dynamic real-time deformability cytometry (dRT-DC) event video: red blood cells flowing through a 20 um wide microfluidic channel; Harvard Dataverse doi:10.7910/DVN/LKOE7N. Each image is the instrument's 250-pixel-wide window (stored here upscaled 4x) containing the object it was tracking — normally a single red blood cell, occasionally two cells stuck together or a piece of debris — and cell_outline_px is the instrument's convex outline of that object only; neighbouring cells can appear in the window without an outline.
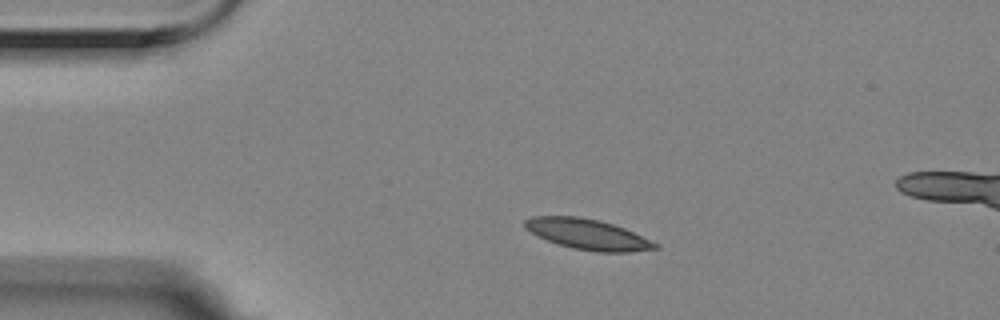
{"species": "Egyptian fruit bat (a non-hibernating species)", "species_latin": "Rousettus aegyptiacus", "temperature_condition": "room temperature", "stored_images_in_passage": 3, "camera_frame_rate_fps": 3000, "um_per_image_px": 0.085, "animal": {"sex": "female"}, "frame": {"image": 1, "passage_image": 1, "time_ms": 0.0, "image_size_px": [1000, 320], "cell_outline_px": [[660, 248], [628, 252], [596, 252], [572, 248], [536, 236], [524, 228], [524, 220], [532, 216], [580, 216], [600, 220], [624, 228], [660, 244]], "centroid_in_image_um": [49.95, 19.91], "position_along_channel_um": 35.1, "area_um2": 23.24}}